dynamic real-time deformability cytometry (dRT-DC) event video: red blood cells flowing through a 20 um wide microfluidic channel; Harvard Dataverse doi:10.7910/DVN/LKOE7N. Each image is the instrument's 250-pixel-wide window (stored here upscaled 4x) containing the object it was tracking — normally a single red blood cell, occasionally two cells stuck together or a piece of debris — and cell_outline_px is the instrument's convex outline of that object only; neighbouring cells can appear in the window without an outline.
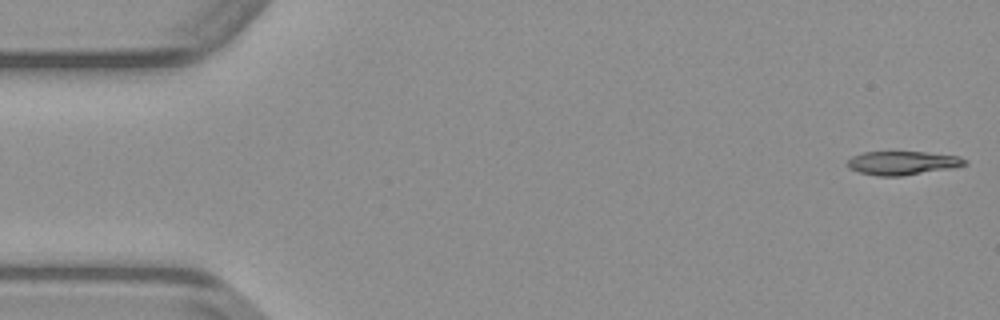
{"species": "common noctule bat (a hibernating species)", "species_latin": "Nyctalus noctula", "temperature_condition": "warm", "stored_images_in_passage": 48, "camera_frame_rate_fps": 3000, "um_per_image_px": 0.085, "animal": {"sex": "male", "body_mass_g": 23.1, "forearm_length_mm": 52.7}, "frame": {"image": 1, "passage_image": 1, "time_ms": 0.0, "image_size_px": [1000, 320], "cell_outline_px": [[968, 164], [952, 168], [900, 176], [880, 176], [860, 172], [848, 168], [848, 160], [852, 156], [864, 152], [924, 152], [960, 156], [968, 160]], "centroid_in_image_um": [76.75, 13.85], "position_along_channel_um": 8.3, "area_um2": 16.13}}
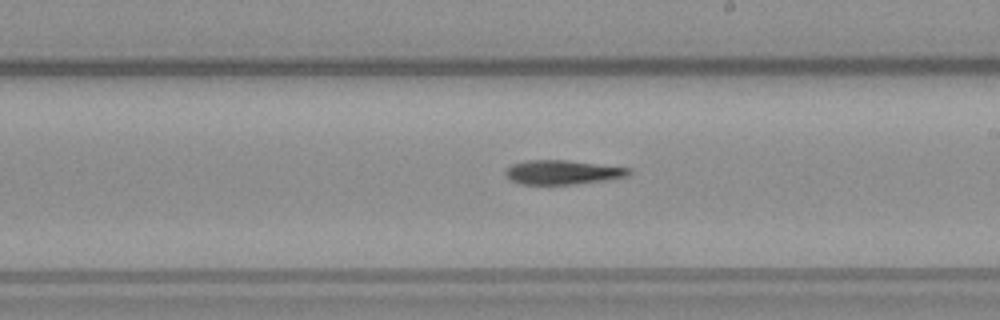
{"frame": {"image": 2, "passage_image": 27, "time_ms": 8.667, "image_size_px": [1000, 320], "cell_outline_px": [[632, 172], [628, 176], [604, 180], [576, 184], [520, 184], [512, 180], [504, 172], [512, 164], [528, 160], [564, 160], [632, 168]], "centroid_in_image_um": [47.85, 14.64], "position_along_channel_um": 241.2, "area_um2": 17.22}}
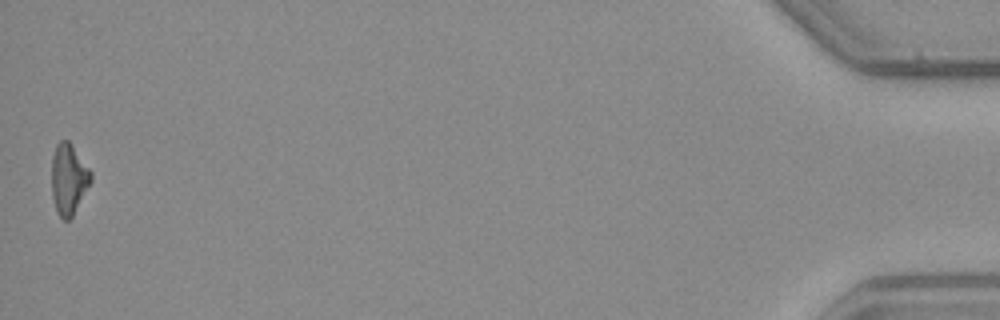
{"frame": {"image": 3, "passage_image": 48, "time_ms": 15.667, "image_size_px": [1000, 320], "cell_outline_px": [[92, 180], [72, 216], [68, 220], [64, 220], [56, 212], [52, 196], [52, 156], [56, 144], [60, 140], [68, 140], [72, 144], [92, 172]], "centroid_in_image_um": [5.83, 15.2], "position_along_channel_um": 429.4, "area_um2": 16.18}}